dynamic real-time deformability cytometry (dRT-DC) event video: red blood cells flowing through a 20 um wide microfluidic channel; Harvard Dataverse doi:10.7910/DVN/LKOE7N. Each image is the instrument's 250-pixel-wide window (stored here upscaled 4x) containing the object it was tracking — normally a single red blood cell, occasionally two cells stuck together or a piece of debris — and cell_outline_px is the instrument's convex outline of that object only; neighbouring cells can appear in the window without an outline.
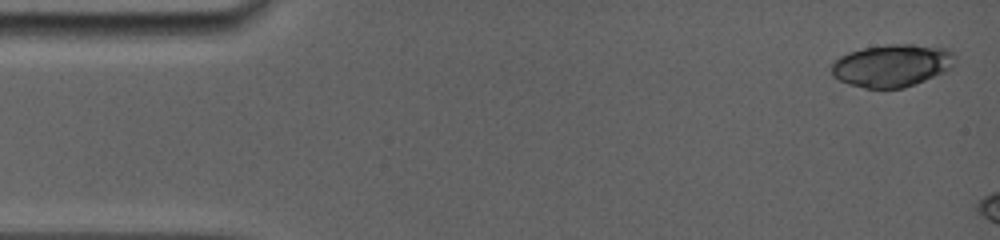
{"species": "common noctule bat (a hibernating species)", "species_latin": "Nyctalus noctula", "temperature_condition": "room temperature", "stored_images_in_passage": 3, "camera_frame_rate_fps": 5000, "um_per_image_px": 0.085, "animal": {"sex": "female", "body_mass_g": 19.0, "forearm_length_mm": 56.7}, "frame": {"image": 1, "passage_image": 1, "time_ms": 0.0, "image_size_px": [1000, 240], "cell_outline_px": [[956, 64], [948, 72], [904, 88], [864, 88], [848, 84], [832, 76], [832, 64], [840, 56], [848, 52], [864, 48], [884, 44], [912, 44], [948, 48], [956, 56]], "centroid_in_image_um": [75.88, 5.56], "position_along_channel_um": 9.1, "area_um2": 31.1}}